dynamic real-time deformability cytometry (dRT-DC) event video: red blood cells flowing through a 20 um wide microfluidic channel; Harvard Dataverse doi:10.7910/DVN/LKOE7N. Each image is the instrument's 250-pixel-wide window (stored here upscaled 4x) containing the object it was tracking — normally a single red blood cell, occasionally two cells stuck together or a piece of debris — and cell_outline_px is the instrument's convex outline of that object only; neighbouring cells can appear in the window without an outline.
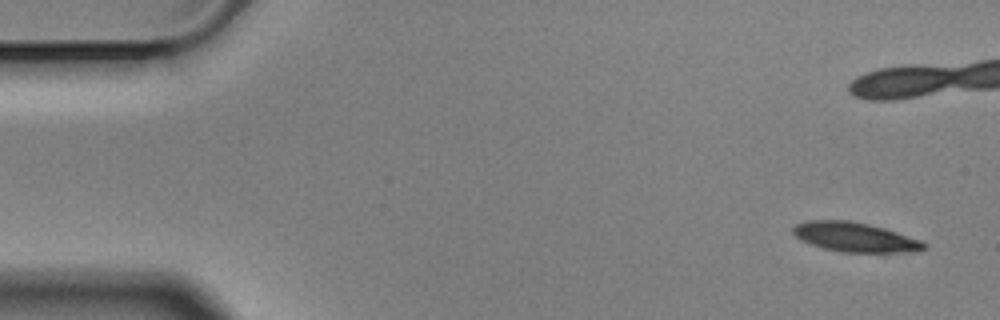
{"species": "Egyptian fruit bat (a non-hibernating species)", "species_latin": "Rousettus aegyptiacus", "temperature_condition": "cold", "stored_images_in_passage": 6, "camera_frame_rate_fps": 3000, "um_per_image_px": 0.085, "animal": {"sex": "male"}, "frame": {"image": 1, "passage_image": 1, "time_ms": 0.0, "image_size_px": [1000, 320], "cell_outline_px": [[928, 248], [920, 252], [840, 252], [824, 248], [800, 240], [792, 232], [792, 228], [796, 224], [808, 220], [848, 220], [868, 224], [884, 228], [924, 240], [928, 244]], "centroid_in_image_um": [72.75, 20.16], "position_along_channel_um": 12.2, "area_um2": 22.77}}
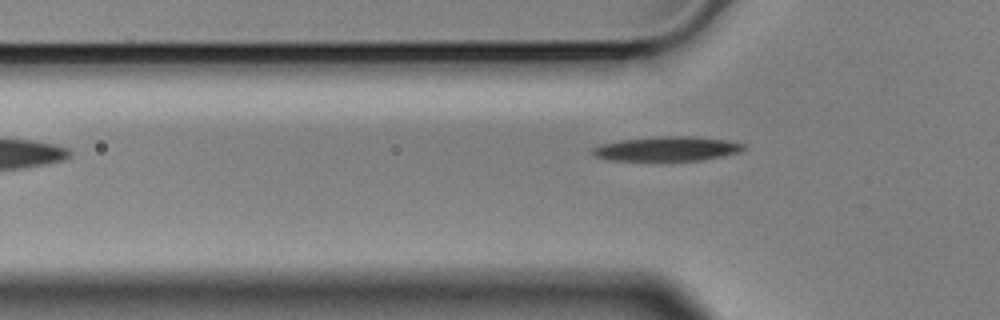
{"frame": {"image": 2, "passage_image": 6, "time_ms": 1.667, "image_size_px": [1000, 320], "cell_outline_px": [[748, 148], [740, 152], [700, 160], [608, 160], [596, 156], [592, 152], [592, 148], [600, 144], [620, 140], [656, 136], [696, 136], [724, 140], [744, 144]], "centroid_in_image_um": [56.7, 12.63], "position_along_channel_um": 69.1, "area_um2": 21.44}}